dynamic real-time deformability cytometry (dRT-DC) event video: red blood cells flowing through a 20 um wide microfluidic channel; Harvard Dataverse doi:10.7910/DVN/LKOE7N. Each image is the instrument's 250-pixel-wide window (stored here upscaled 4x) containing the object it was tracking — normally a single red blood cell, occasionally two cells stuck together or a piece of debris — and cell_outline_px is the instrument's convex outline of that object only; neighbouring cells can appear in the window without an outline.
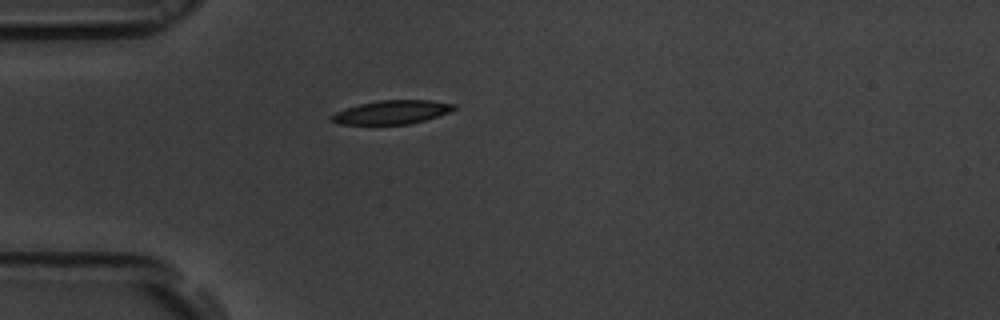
{"species": "common noctule bat (a hibernating species)", "species_latin": "Nyctalus noctula", "temperature_condition": "room temperature", "stored_images_in_passage": 22, "camera_frame_rate_fps": 3000, "um_per_image_px": 0.085, "animal": {"sex": "male", "body_mass_g": 19.5, "forearm_length_mm": 54.6}, "frame": {"image": 1, "passage_image": 1, "time_ms": 0.0, "image_size_px": [1000, 320], "cell_outline_px": [[456, 108], [448, 112], [424, 120], [408, 124], [336, 124], [332, 120], [332, 116], [336, 112], [360, 104], [380, 100], [428, 100], [456, 104]], "centroid_in_image_um": [33.32, 9.53], "position_along_channel_um": 51.7, "area_um2": 16.53}}
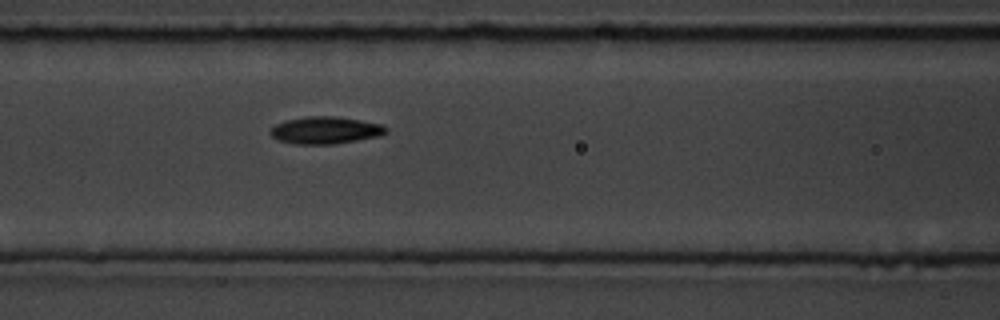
{"frame": {"image": 2, "passage_image": 9, "time_ms": 2.667, "image_size_px": [1000, 320], "cell_outline_px": [[388, 132], [380, 136], [332, 144], [296, 144], [280, 140], [272, 136], [268, 132], [276, 124], [288, 120], [304, 116], [332, 116], [360, 120], [380, 124], [388, 128]], "centroid_in_image_um": [27.67, 11.07], "position_along_channel_um": 138.9, "area_um2": 18.15}}
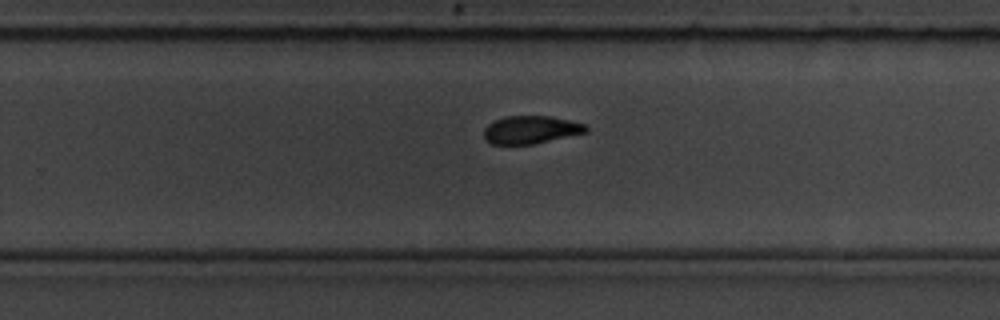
{"frame": {"image": 3, "passage_image": 21, "time_ms": 6.667, "image_size_px": [1000, 320], "cell_outline_px": [[588, 132], [532, 144], [492, 144], [484, 140], [484, 128], [488, 124], [504, 116], [548, 116], [568, 120], [584, 124], [588, 128]], "centroid_in_image_um": [45.09, 11.03], "position_along_channel_um": 284.7, "area_um2": 16.47}}